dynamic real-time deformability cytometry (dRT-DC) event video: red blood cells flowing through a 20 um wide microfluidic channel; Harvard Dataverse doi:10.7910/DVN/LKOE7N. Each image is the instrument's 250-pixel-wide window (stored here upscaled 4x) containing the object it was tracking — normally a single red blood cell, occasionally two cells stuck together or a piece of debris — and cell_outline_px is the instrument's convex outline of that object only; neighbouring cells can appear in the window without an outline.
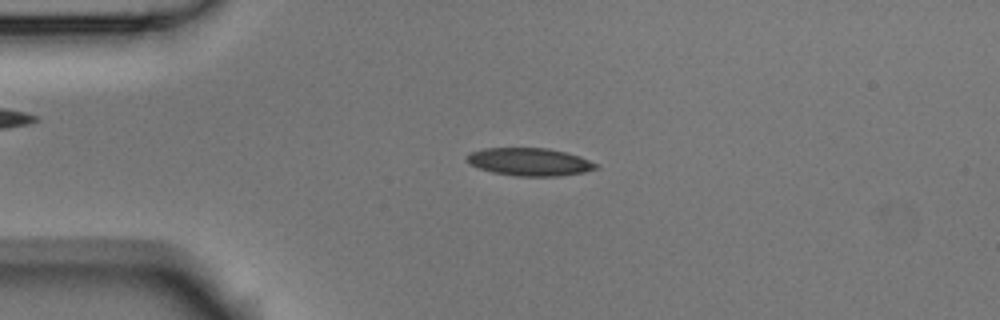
{"species": "Egyptian fruit bat (a non-hibernating species)", "species_latin": "Rousettus aegyptiacus", "temperature_condition": "room temperature", "stored_images_in_passage": 5, "camera_frame_rate_fps": 3000, "um_per_image_px": 0.085, "animal": {"sex": "male"}, "frame": {"image": 1, "passage_image": 3, "time_ms": 0.667, "image_size_px": [1000, 320], "cell_outline_px": [[600, 168], [584, 172], [560, 176], [516, 176], [492, 172], [468, 164], [464, 160], [468, 152], [484, 148], [548, 148], [580, 156], [596, 164]], "centroid_in_image_um": [44.96, 13.76], "position_along_channel_um": 40.0, "area_um2": 21.04}}
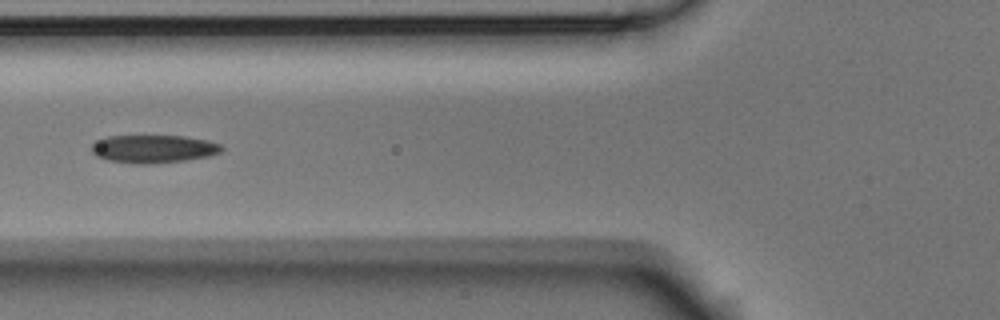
{"frame": {"image": 2, "passage_image": 5, "time_ms": 1.333, "image_size_px": [1000, 320], "cell_outline_px": [[224, 148], [220, 152], [208, 156], [184, 160], [148, 164], [140, 164], [108, 160], [96, 156], [92, 152], [92, 144], [96, 140], [108, 136], [184, 136], [208, 140], [220, 144]], "centroid_in_image_um": [13.03, 12.65], "position_along_channel_um": 112.8, "area_um2": 21.1}}